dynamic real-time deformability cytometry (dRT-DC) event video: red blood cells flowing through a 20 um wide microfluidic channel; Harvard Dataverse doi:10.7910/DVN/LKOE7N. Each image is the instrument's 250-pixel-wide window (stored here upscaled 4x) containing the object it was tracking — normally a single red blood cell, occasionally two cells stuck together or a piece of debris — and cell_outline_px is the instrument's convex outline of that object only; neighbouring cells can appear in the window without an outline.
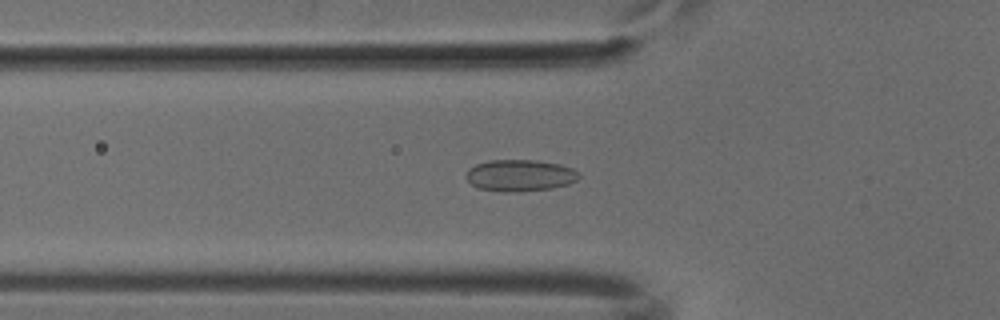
{"species": "common noctule bat (a hibernating species)", "species_latin": "Nyctalus noctula", "temperature_condition": "cold", "stored_images_in_passage": 40, "camera_frame_rate_fps": 3000, "um_per_image_px": 0.085, "animal": {"sex": "male", "body_mass_g": 18.8}, "frame": {"image": 1, "passage_image": 6, "time_ms": 1.667, "image_size_px": [1000, 320], "cell_outline_px": [[580, 176], [576, 180], [568, 184], [552, 188], [512, 192], [504, 192], [476, 188], [464, 176], [468, 168], [476, 164], [488, 160], [536, 160], [560, 164], [572, 168], [580, 172]], "centroid_in_image_um": [44.18, 14.9], "position_along_channel_um": 81.6, "area_um2": 20.98}}
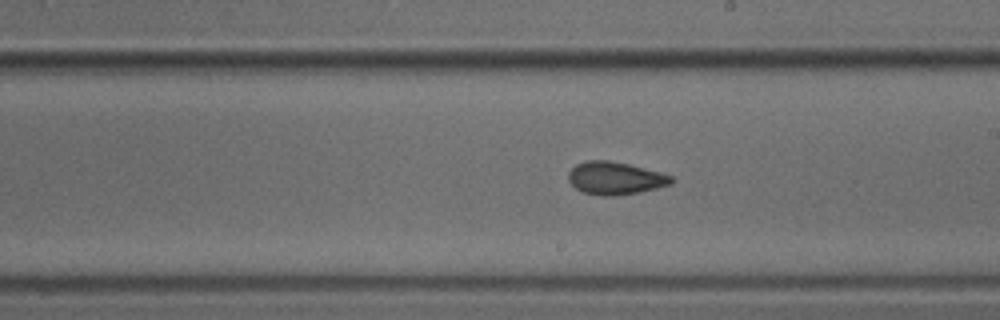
{"frame": {"image": 2, "passage_image": 18, "time_ms": 5.667, "image_size_px": [1000, 320], "cell_outline_px": [[672, 184], [640, 192], [612, 196], [604, 196], [584, 192], [576, 188], [568, 180], [568, 172], [576, 164], [588, 160], [608, 160], [628, 164], [660, 172], [672, 176]], "centroid_in_image_um": [52.28, 15.14], "position_along_channel_um": 236.7, "area_um2": 19.48}}
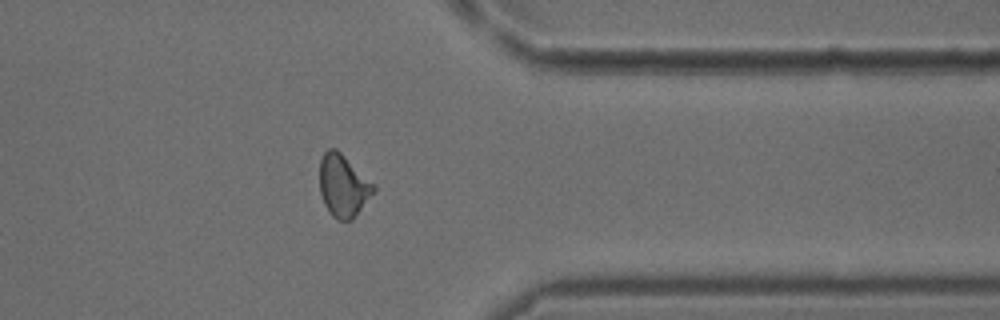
{"frame": {"image": 3, "passage_image": 30, "time_ms": 9.667, "image_size_px": [1000, 320], "cell_outline_px": [[376, 188], [352, 220], [336, 220], [328, 212], [324, 204], [320, 192], [320, 160], [324, 152], [328, 148], [336, 148], [376, 184]], "centroid_in_image_um": [29.16, 15.77], "position_along_channel_um": 382.2, "area_um2": 19.65}}